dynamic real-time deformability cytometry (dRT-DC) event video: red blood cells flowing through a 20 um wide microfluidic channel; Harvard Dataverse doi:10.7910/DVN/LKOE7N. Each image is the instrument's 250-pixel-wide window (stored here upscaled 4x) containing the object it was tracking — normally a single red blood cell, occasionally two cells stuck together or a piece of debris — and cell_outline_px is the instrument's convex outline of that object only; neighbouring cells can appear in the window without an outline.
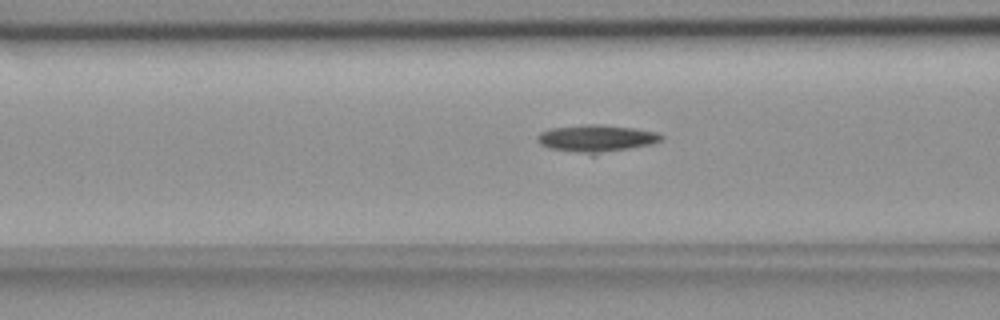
{"species": "common noctule bat (a hibernating species)", "species_latin": "Nyctalus noctula", "temperature_condition": "room temperature", "stored_images_in_passage": 35, "camera_frame_rate_fps": 3000, "um_per_image_px": 0.085, "animal": {"sex": "female", "body_mass_g": 18.4}, "frame": {"image": 1, "passage_image": 13, "time_ms": 4.0, "image_size_px": [1000, 320], "cell_outline_px": [[664, 136], [660, 140], [652, 144], [596, 156], [592, 156], [552, 148], [540, 144], [536, 140], [536, 136], [540, 132], [552, 128], [584, 124], [604, 124], [636, 128], [660, 132]], "centroid_in_image_um": [50.73, 11.78], "position_along_channel_um": 115.9, "area_um2": 20.35}}
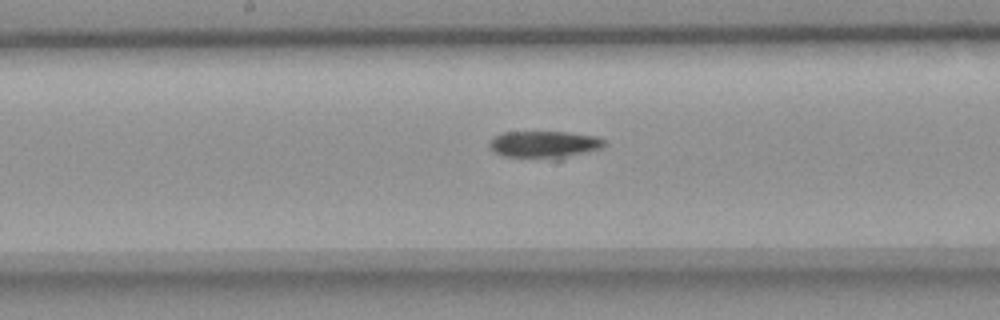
{"frame": {"image": 2, "passage_image": 20, "time_ms": 6.333, "image_size_px": [1000, 320], "cell_outline_px": [[604, 144], [600, 148], [560, 160], [556, 160], [504, 156], [496, 152], [488, 144], [500, 132], [564, 132], [596, 136], [604, 140]], "centroid_in_image_um": [46.27, 12.3], "position_along_channel_um": 201.9, "area_um2": 18.21}}
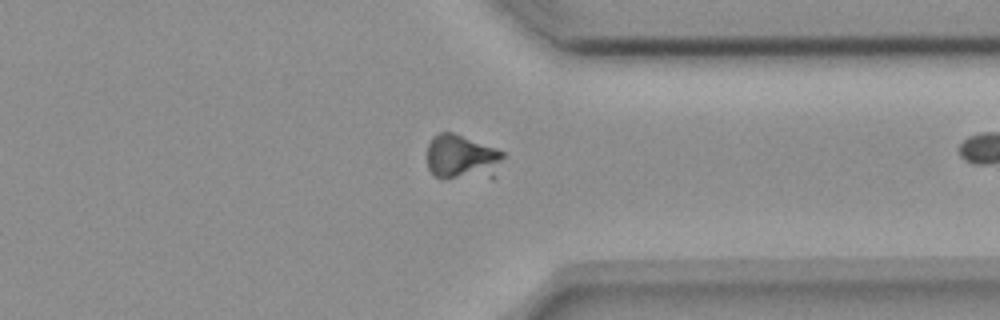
{"frame": {"image": 3, "passage_image": 34, "time_ms": 11.0, "image_size_px": [1000, 320], "cell_outline_px": [[504, 156], [496, 176], [492, 180], [444, 180], [436, 176], [428, 168], [428, 144], [432, 136], [440, 132], [452, 132], [496, 148], [504, 152]], "centroid_in_image_um": [39.31, 13.44], "position_along_channel_um": 372.1, "area_um2": 20.98}}